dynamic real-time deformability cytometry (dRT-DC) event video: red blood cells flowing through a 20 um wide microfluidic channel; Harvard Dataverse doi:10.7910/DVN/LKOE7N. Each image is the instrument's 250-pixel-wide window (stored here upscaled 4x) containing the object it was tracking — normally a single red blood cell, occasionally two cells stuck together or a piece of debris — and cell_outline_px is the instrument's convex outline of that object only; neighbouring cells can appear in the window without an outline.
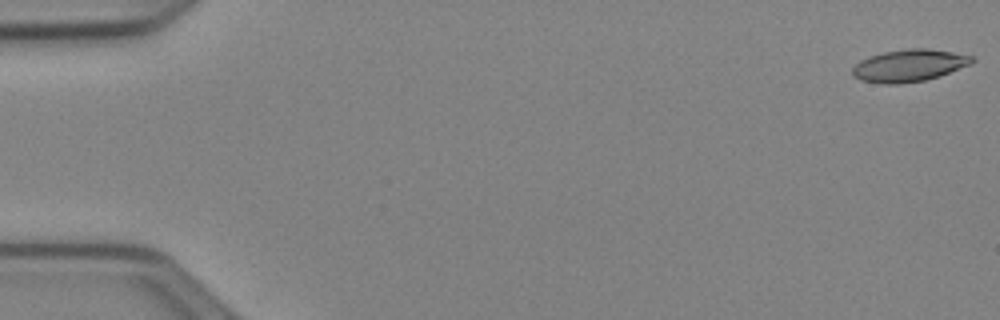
{"species": "Egyptian fruit bat (a non-hibernating species)", "species_latin": "Rousettus aegyptiacus", "temperature_condition": "cold", "stored_images_in_passage": 53, "camera_frame_rate_fps": 3000, "um_per_image_px": 0.085, "animal": {"sex": "female"}, "frame": {"image": 1, "passage_image": 1, "time_ms": 0.0, "image_size_px": [1000, 320], "cell_outline_px": [[976, 60], [972, 64], [940, 76], [924, 80], [900, 84], [884, 84], [860, 80], [852, 76], [852, 68], [860, 60], [868, 56], [884, 52], [908, 48], [928, 48], [952, 52], [972, 56]], "centroid_in_image_um": [77.27, 5.57], "position_along_channel_um": 7.7, "area_um2": 22.6}}
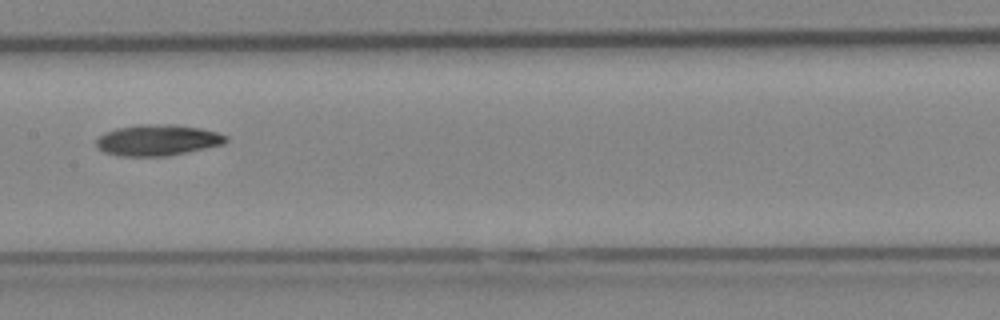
{"frame": {"image": 2, "passage_image": 27, "time_ms": 8.667, "image_size_px": [1000, 320], "cell_outline_px": [[228, 140], [224, 144], [188, 152], [168, 156], [120, 156], [104, 152], [96, 148], [96, 140], [104, 132], [116, 128], [140, 124], [172, 124], [200, 128], [216, 132], [228, 136]], "centroid_in_image_um": [13.38, 11.91], "position_along_channel_um": 194.0, "area_um2": 23.64}}
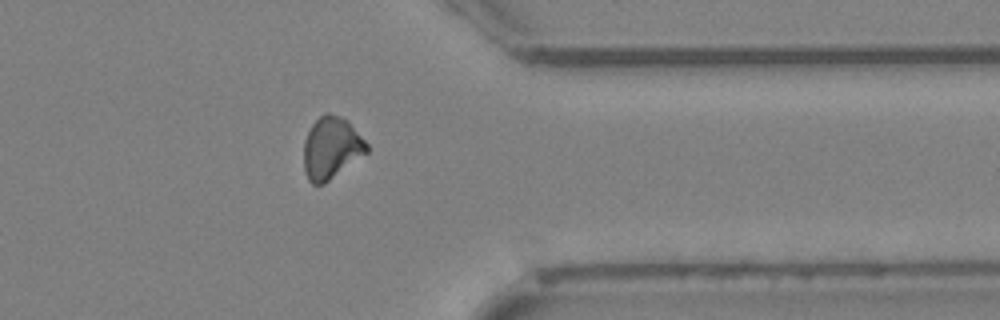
{"frame": {"image": 3, "passage_image": 42, "time_ms": 13.667, "image_size_px": [1000, 320], "cell_outline_px": [[368, 152], [324, 184], [312, 184], [308, 180], [304, 172], [304, 140], [312, 124], [324, 112], [328, 112], [340, 116], [348, 120], [368, 144]], "centroid_in_image_um": [28.16, 12.57], "position_along_channel_um": 383.2, "area_um2": 22.83}}